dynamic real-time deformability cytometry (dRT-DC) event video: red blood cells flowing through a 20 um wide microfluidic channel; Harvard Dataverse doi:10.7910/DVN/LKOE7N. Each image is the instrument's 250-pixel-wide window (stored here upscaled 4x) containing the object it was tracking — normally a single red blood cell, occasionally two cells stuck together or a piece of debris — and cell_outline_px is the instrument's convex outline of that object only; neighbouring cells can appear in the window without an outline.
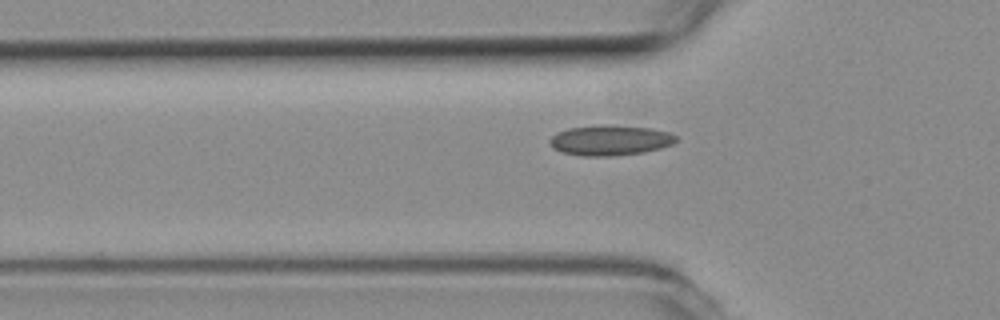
{"species": "common noctule bat (a hibernating species)", "species_latin": "Nyctalus noctula", "temperature_condition": "room temperature", "stored_images_in_passage": 37, "camera_frame_rate_fps": 3000, "um_per_image_px": 0.085, "animal": {"sex": "female", "body_mass_g": 19.3, "forearm_length_mm": 54.1}, "frame": {"image": 1, "passage_image": 7, "time_ms": 2.0, "image_size_px": [1000, 320], "cell_outline_px": [[676, 140], [672, 144], [660, 148], [644, 152], [612, 156], [580, 156], [560, 152], [552, 148], [548, 140], [556, 132], [568, 128], [600, 124], [608, 124], [652, 128], [668, 132], [676, 136]], "centroid_in_image_um": [51.8, 11.91], "position_along_channel_um": 74.0, "area_um2": 22.6}}
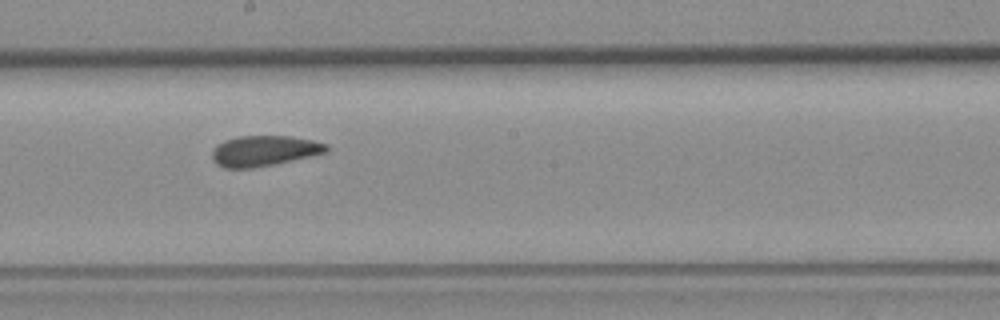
{"frame": {"image": 2, "passage_image": 19, "time_ms": 6.0, "image_size_px": [1000, 320], "cell_outline_px": [[328, 152], [276, 164], [252, 168], [224, 168], [216, 164], [212, 160], [212, 152], [216, 144], [224, 140], [236, 136], [292, 136], [312, 140], [328, 144]], "centroid_in_image_um": [22.44, 12.82], "position_along_channel_um": 225.8, "area_um2": 20.58}}
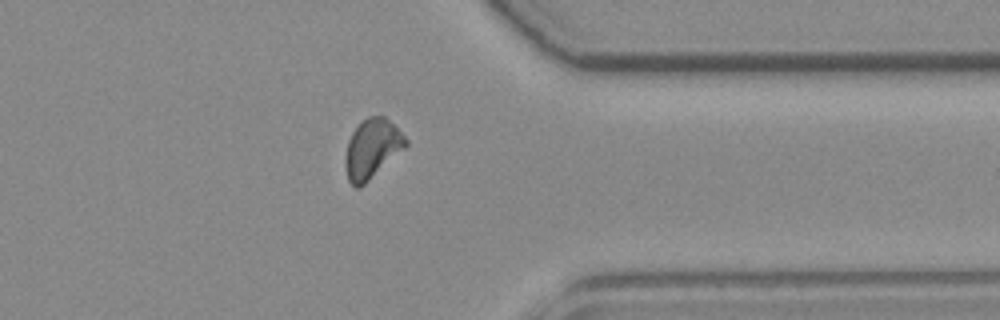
{"frame": {"image": 3, "passage_image": 32, "time_ms": 10.333, "image_size_px": [1000, 320], "cell_outline_px": [[408, 144], [404, 148], [360, 188], [356, 188], [348, 180], [344, 164], [348, 140], [352, 132], [368, 116], [384, 116], [408, 140]], "centroid_in_image_um": [31.6, 12.66], "position_along_channel_um": 379.8, "area_um2": 20.4}}